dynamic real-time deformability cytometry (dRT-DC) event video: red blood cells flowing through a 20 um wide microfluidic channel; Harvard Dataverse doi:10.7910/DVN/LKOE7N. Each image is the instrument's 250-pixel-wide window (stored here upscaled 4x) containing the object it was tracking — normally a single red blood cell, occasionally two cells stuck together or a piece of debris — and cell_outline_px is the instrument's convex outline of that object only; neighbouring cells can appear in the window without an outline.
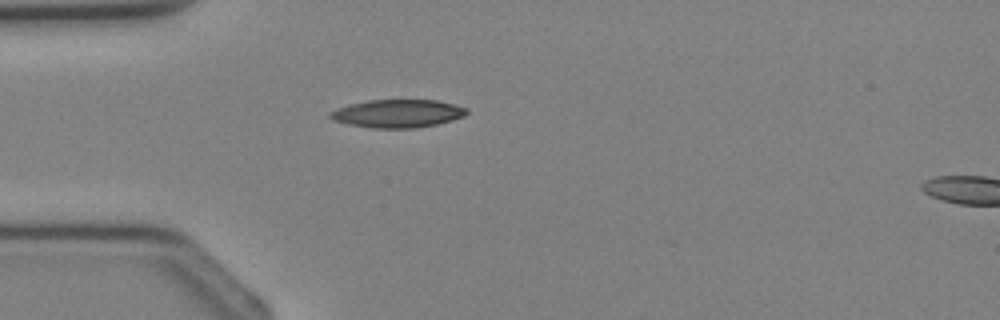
{"species": "Egyptian fruit bat (a non-hibernating species)", "species_latin": "Rousettus aegyptiacus", "temperature_condition": "cold", "stored_images_in_passage": 2, "segment_of_instrument_passage": [1, 2], "camera_frame_rate_fps": 3000, "um_per_image_px": 0.085, "animal": {"sex": "female"}, "frame": {"image": 1, "passage_image": 1, "time_ms": 0.0, "image_size_px": [1000, 320], "cell_outline_px": [[468, 112], [464, 116], [452, 120], [436, 124], [416, 128], [372, 128], [348, 124], [332, 120], [328, 116], [328, 112], [336, 108], [348, 104], [368, 100], [436, 100], [456, 104], [468, 108]], "centroid_in_image_um": [33.78, 9.64], "position_along_channel_um": 51.2, "area_um2": 22.54}}